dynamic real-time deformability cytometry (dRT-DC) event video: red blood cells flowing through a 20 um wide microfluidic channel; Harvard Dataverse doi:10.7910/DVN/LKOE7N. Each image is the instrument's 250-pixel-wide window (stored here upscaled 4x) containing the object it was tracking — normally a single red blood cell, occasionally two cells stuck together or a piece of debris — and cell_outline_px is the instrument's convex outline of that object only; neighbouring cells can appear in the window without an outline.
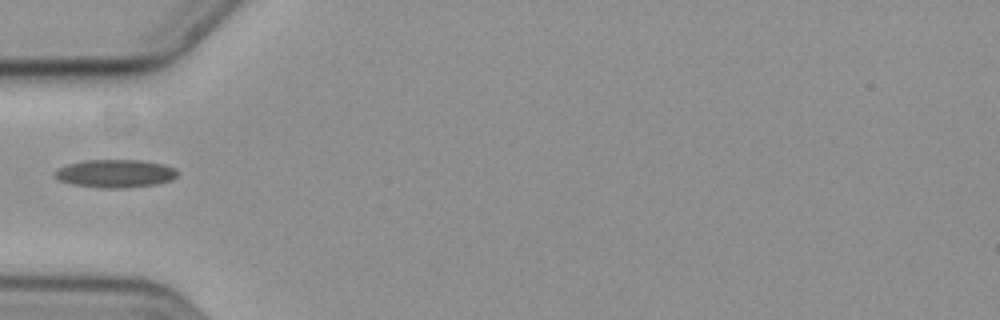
{"species": "common noctule bat (a hibernating species)", "species_latin": "Nyctalus noctula", "temperature_condition": "cold", "stored_images_in_passage": 17, "camera_frame_rate_fps": 3000, "um_per_image_px": 0.085, "animal": {"sex": "female", "body_mass_g": 19.3, "forearm_length_mm": 54.1}, "frame": {"image": 1, "passage_image": 1, "time_ms": 0.0, "image_size_px": [1000, 320], "cell_outline_px": [[176, 176], [172, 180], [156, 184], [124, 188], [104, 188], [72, 184], [60, 180], [56, 176], [56, 172], [60, 168], [68, 164], [84, 160], [140, 160], [164, 164], [176, 168]], "centroid_in_image_um": [9.85, 14.74], "position_along_channel_um": 75.2, "area_um2": 19.83}}